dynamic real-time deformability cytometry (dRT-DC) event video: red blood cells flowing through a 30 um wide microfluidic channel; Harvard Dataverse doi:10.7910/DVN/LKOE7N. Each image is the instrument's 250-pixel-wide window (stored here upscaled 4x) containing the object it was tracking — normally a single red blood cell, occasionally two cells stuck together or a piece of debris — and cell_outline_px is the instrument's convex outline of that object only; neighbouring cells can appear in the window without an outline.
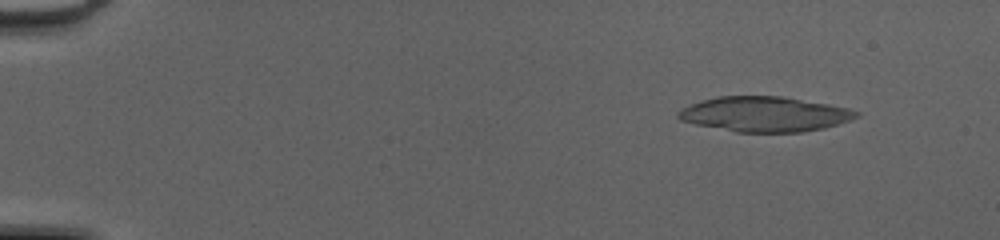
{"species": "common noctule bat (a hibernating species)", "species_latin": "Nyctalus noctula", "temperature_condition": "cold", "stored_images_in_passage": 49, "camera_frame_rate_fps": 3000, "um_per_image_px": 0.085, "animal": {"sex": "female", "body_mass_g": 20.0, "forearm_length_mm": 54.0}, "frame": {"image": 1, "passage_image": 5, "time_ms": 1.333, "image_size_px": [1000, 240], "cell_outline_px": [[860, 116], [852, 120], [824, 128], [804, 132], [736, 132], [696, 124], [680, 120], [676, 116], [676, 112], [680, 108], [716, 96], [784, 96], [828, 104], [848, 108], [860, 112]], "centroid_in_image_um": [65.01, 9.7], "position_along_channel_um": 20.0, "area_um2": 36.53}}